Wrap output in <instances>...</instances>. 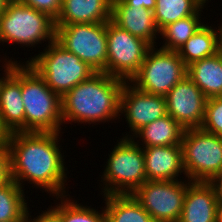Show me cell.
<instances>
[{"mask_svg": "<svg viewBox=\"0 0 222 222\" xmlns=\"http://www.w3.org/2000/svg\"><path fill=\"white\" fill-rule=\"evenodd\" d=\"M62 132H14L8 134L10 179L21 188L23 182L34 184L50 196L62 197L68 192L65 155L61 153ZM64 155V156H63Z\"/></svg>", "mask_w": 222, "mask_h": 222, "instance_id": "6da1fadb", "label": "cell"}, {"mask_svg": "<svg viewBox=\"0 0 222 222\" xmlns=\"http://www.w3.org/2000/svg\"><path fill=\"white\" fill-rule=\"evenodd\" d=\"M125 82L104 72H96L76 85L61 98L63 124L91 125L119 120L120 96Z\"/></svg>", "mask_w": 222, "mask_h": 222, "instance_id": "7a4b0ae2", "label": "cell"}, {"mask_svg": "<svg viewBox=\"0 0 222 222\" xmlns=\"http://www.w3.org/2000/svg\"><path fill=\"white\" fill-rule=\"evenodd\" d=\"M21 93L25 132H61V97L28 63L21 64Z\"/></svg>", "mask_w": 222, "mask_h": 222, "instance_id": "3957f363", "label": "cell"}, {"mask_svg": "<svg viewBox=\"0 0 222 222\" xmlns=\"http://www.w3.org/2000/svg\"><path fill=\"white\" fill-rule=\"evenodd\" d=\"M44 51L27 60L61 98L79 83L88 80L96 72L78 56L67 51L56 40L46 44Z\"/></svg>", "mask_w": 222, "mask_h": 222, "instance_id": "277c9868", "label": "cell"}, {"mask_svg": "<svg viewBox=\"0 0 222 222\" xmlns=\"http://www.w3.org/2000/svg\"><path fill=\"white\" fill-rule=\"evenodd\" d=\"M120 140V141H119ZM108 154L101 195L132 194L146 179L143 148L132 138H120Z\"/></svg>", "mask_w": 222, "mask_h": 222, "instance_id": "5b68a950", "label": "cell"}, {"mask_svg": "<svg viewBox=\"0 0 222 222\" xmlns=\"http://www.w3.org/2000/svg\"><path fill=\"white\" fill-rule=\"evenodd\" d=\"M55 20L47 13L26 6L21 2H9L0 16V43L34 47L55 40ZM36 44V45H35Z\"/></svg>", "mask_w": 222, "mask_h": 222, "instance_id": "8992f818", "label": "cell"}, {"mask_svg": "<svg viewBox=\"0 0 222 222\" xmlns=\"http://www.w3.org/2000/svg\"><path fill=\"white\" fill-rule=\"evenodd\" d=\"M185 178L209 182L222 170V137L201 128L185 129L181 141Z\"/></svg>", "mask_w": 222, "mask_h": 222, "instance_id": "52a82bcc", "label": "cell"}, {"mask_svg": "<svg viewBox=\"0 0 222 222\" xmlns=\"http://www.w3.org/2000/svg\"><path fill=\"white\" fill-rule=\"evenodd\" d=\"M55 40L95 72L107 74V22L55 26Z\"/></svg>", "mask_w": 222, "mask_h": 222, "instance_id": "ba28073f", "label": "cell"}, {"mask_svg": "<svg viewBox=\"0 0 222 222\" xmlns=\"http://www.w3.org/2000/svg\"><path fill=\"white\" fill-rule=\"evenodd\" d=\"M186 76L187 66L177 51L152 47L130 83L142 92L165 97Z\"/></svg>", "mask_w": 222, "mask_h": 222, "instance_id": "9c48e42d", "label": "cell"}, {"mask_svg": "<svg viewBox=\"0 0 222 222\" xmlns=\"http://www.w3.org/2000/svg\"><path fill=\"white\" fill-rule=\"evenodd\" d=\"M152 46L114 24L107 22V74L126 82L138 73Z\"/></svg>", "mask_w": 222, "mask_h": 222, "instance_id": "30bf717a", "label": "cell"}, {"mask_svg": "<svg viewBox=\"0 0 222 222\" xmlns=\"http://www.w3.org/2000/svg\"><path fill=\"white\" fill-rule=\"evenodd\" d=\"M191 183L185 178L145 181L132 195L155 222H178L186 190Z\"/></svg>", "mask_w": 222, "mask_h": 222, "instance_id": "8fae6325", "label": "cell"}, {"mask_svg": "<svg viewBox=\"0 0 222 222\" xmlns=\"http://www.w3.org/2000/svg\"><path fill=\"white\" fill-rule=\"evenodd\" d=\"M125 116L129 133L123 138H132L140 129L167 114L166 99L138 90L125 82L120 96V116Z\"/></svg>", "mask_w": 222, "mask_h": 222, "instance_id": "7c38bea8", "label": "cell"}, {"mask_svg": "<svg viewBox=\"0 0 222 222\" xmlns=\"http://www.w3.org/2000/svg\"><path fill=\"white\" fill-rule=\"evenodd\" d=\"M167 114L184 129L200 128L207 97L188 77H184L165 96Z\"/></svg>", "mask_w": 222, "mask_h": 222, "instance_id": "4fadbf2b", "label": "cell"}, {"mask_svg": "<svg viewBox=\"0 0 222 222\" xmlns=\"http://www.w3.org/2000/svg\"><path fill=\"white\" fill-rule=\"evenodd\" d=\"M21 93V62L0 87V123L7 134L25 132V110Z\"/></svg>", "mask_w": 222, "mask_h": 222, "instance_id": "5bb4252c", "label": "cell"}, {"mask_svg": "<svg viewBox=\"0 0 222 222\" xmlns=\"http://www.w3.org/2000/svg\"><path fill=\"white\" fill-rule=\"evenodd\" d=\"M111 21L133 36L147 41L152 47L156 46L155 41L160 31L152 10L138 5H126L122 0H112Z\"/></svg>", "mask_w": 222, "mask_h": 222, "instance_id": "9a60e30c", "label": "cell"}, {"mask_svg": "<svg viewBox=\"0 0 222 222\" xmlns=\"http://www.w3.org/2000/svg\"><path fill=\"white\" fill-rule=\"evenodd\" d=\"M147 181L179 180L183 167L181 144L143 148Z\"/></svg>", "mask_w": 222, "mask_h": 222, "instance_id": "2e32d148", "label": "cell"}, {"mask_svg": "<svg viewBox=\"0 0 222 222\" xmlns=\"http://www.w3.org/2000/svg\"><path fill=\"white\" fill-rule=\"evenodd\" d=\"M218 198L208 182H192L186 190L178 222H216Z\"/></svg>", "mask_w": 222, "mask_h": 222, "instance_id": "e0dca14e", "label": "cell"}, {"mask_svg": "<svg viewBox=\"0 0 222 222\" xmlns=\"http://www.w3.org/2000/svg\"><path fill=\"white\" fill-rule=\"evenodd\" d=\"M112 0H62L55 26L111 20Z\"/></svg>", "mask_w": 222, "mask_h": 222, "instance_id": "ac0fdd59", "label": "cell"}, {"mask_svg": "<svg viewBox=\"0 0 222 222\" xmlns=\"http://www.w3.org/2000/svg\"><path fill=\"white\" fill-rule=\"evenodd\" d=\"M187 76L207 98L222 96V58L218 53L188 65Z\"/></svg>", "mask_w": 222, "mask_h": 222, "instance_id": "d6986e66", "label": "cell"}, {"mask_svg": "<svg viewBox=\"0 0 222 222\" xmlns=\"http://www.w3.org/2000/svg\"><path fill=\"white\" fill-rule=\"evenodd\" d=\"M184 131L185 129L175 119L166 114L140 129L132 139L138 145H143V148L150 146H172L181 144Z\"/></svg>", "mask_w": 222, "mask_h": 222, "instance_id": "ffe728a7", "label": "cell"}, {"mask_svg": "<svg viewBox=\"0 0 222 222\" xmlns=\"http://www.w3.org/2000/svg\"><path fill=\"white\" fill-rule=\"evenodd\" d=\"M107 222H155L132 194L104 195Z\"/></svg>", "mask_w": 222, "mask_h": 222, "instance_id": "44dd1931", "label": "cell"}, {"mask_svg": "<svg viewBox=\"0 0 222 222\" xmlns=\"http://www.w3.org/2000/svg\"><path fill=\"white\" fill-rule=\"evenodd\" d=\"M204 24L177 51L186 66L217 53V28Z\"/></svg>", "mask_w": 222, "mask_h": 222, "instance_id": "7402d4cb", "label": "cell"}, {"mask_svg": "<svg viewBox=\"0 0 222 222\" xmlns=\"http://www.w3.org/2000/svg\"><path fill=\"white\" fill-rule=\"evenodd\" d=\"M202 6L194 15L172 22L160 30L164 44L160 47L166 51H178L185 42L204 24L201 18ZM200 19V20H199ZM202 21V22H201Z\"/></svg>", "mask_w": 222, "mask_h": 222, "instance_id": "603a6c76", "label": "cell"}, {"mask_svg": "<svg viewBox=\"0 0 222 222\" xmlns=\"http://www.w3.org/2000/svg\"><path fill=\"white\" fill-rule=\"evenodd\" d=\"M25 196L14 180L0 188V222H26L29 206Z\"/></svg>", "mask_w": 222, "mask_h": 222, "instance_id": "cb8c5ba5", "label": "cell"}, {"mask_svg": "<svg viewBox=\"0 0 222 222\" xmlns=\"http://www.w3.org/2000/svg\"><path fill=\"white\" fill-rule=\"evenodd\" d=\"M204 0H156L153 10L155 23L159 31L166 25L179 19L194 15L202 6Z\"/></svg>", "mask_w": 222, "mask_h": 222, "instance_id": "d4e9b609", "label": "cell"}, {"mask_svg": "<svg viewBox=\"0 0 222 222\" xmlns=\"http://www.w3.org/2000/svg\"><path fill=\"white\" fill-rule=\"evenodd\" d=\"M68 193L66 196L56 197L59 201L55 209L63 216L64 222H107L104 208L100 212L92 206L78 204L75 200H70Z\"/></svg>", "mask_w": 222, "mask_h": 222, "instance_id": "484cf974", "label": "cell"}, {"mask_svg": "<svg viewBox=\"0 0 222 222\" xmlns=\"http://www.w3.org/2000/svg\"><path fill=\"white\" fill-rule=\"evenodd\" d=\"M200 128L222 137V96L207 98L204 120Z\"/></svg>", "mask_w": 222, "mask_h": 222, "instance_id": "4316f807", "label": "cell"}, {"mask_svg": "<svg viewBox=\"0 0 222 222\" xmlns=\"http://www.w3.org/2000/svg\"><path fill=\"white\" fill-rule=\"evenodd\" d=\"M21 3L47 13L54 20L61 12L62 0H22Z\"/></svg>", "mask_w": 222, "mask_h": 222, "instance_id": "83f0119b", "label": "cell"}, {"mask_svg": "<svg viewBox=\"0 0 222 222\" xmlns=\"http://www.w3.org/2000/svg\"><path fill=\"white\" fill-rule=\"evenodd\" d=\"M10 180L9 151L6 143L0 144V188Z\"/></svg>", "mask_w": 222, "mask_h": 222, "instance_id": "f1b7e54d", "label": "cell"}, {"mask_svg": "<svg viewBox=\"0 0 222 222\" xmlns=\"http://www.w3.org/2000/svg\"><path fill=\"white\" fill-rule=\"evenodd\" d=\"M28 210L26 222H64L63 216L54 208L52 205L47 209V211H42L39 216L31 218V214Z\"/></svg>", "mask_w": 222, "mask_h": 222, "instance_id": "f546056e", "label": "cell"}, {"mask_svg": "<svg viewBox=\"0 0 222 222\" xmlns=\"http://www.w3.org/2000/svg\"><path fill=\"white\" fill-rule=\"evenodd\" d=\"M215 191L219 202H222V174H217L208 182Z\"/></svg>", "mask_w": 222, "mask_h": 222, "instance_id": "4dcf8cb0", "label": "cell"}, {"mask_svg": "<svg viewBox=\"0 0 222 222\" xmlns=\"http://www.w3.org/2000/svg\"><path fill=\"white\" fill-rule=\"evenodd\" d=\"M126 5H138L147 9L154 10L156 7V0H122Z\"/></svg>", "mask_w": 222, "mask_h": 222, "instance_id": "1f68e13d", "label": "cell"}, {"mask_svg": "<svg viewBox=\"0 0 222 222\" xmlns=\"http://www.w3.org/2000/svg\"><path fill=\"white\" fill-rule=\"evenodd\" d=\"M5 60H4L5 63L4 62L2 63V64H4V65H2V68H4V71H2V72H5V73H3L4 76H2L0 78V87H1V84L3 83L4 79L12 72L14 66L18 63V61L17 60L15 61V59H14V61H12V58L11 59L8 58V60H7L5 57Z\"/></svg>", "mask_w": 222, "mask_h": 222, "instance_id": "d6a6232c", "label": "cell"}, {"mask_svg": "<svg viewBox=\"0 0 222 222\" xmlns=\"http://www.w3.org/2000/svg\"><path fill=\"white\" fill-rule=\"evenodd\" d=\"M217 29V53L222 58V23L221 26Z\"/></svg>", "mask_w": 222, "mask_h": 222, "instance_id": "836d02e7", "label": "cell"}, {"mask_svg": "<svg viewBox=\"0 0 222 222\" xmlns=\"http://www.w3.org/2000/svg\"><path fill=\"white\" fill-rule=\"evenodd\" d=\"M8 134L6 131L2 128L0 123V144H5L7 141Z\"/></svg>", "mask_w": 222, "mask_h": 222, "instance_id": "e575fe53", "label": "cell"}, {"mask_svg": "<svg viewBox=\"0 0 222 222\" xmlns=\"http://www.w3.org/2000/svg\"><path fill=\"white\" fill-rule=\"evenodd\" d=\"M216 222H222V202L218 203Z\"/></svg>", "mask_w": 222, "mask_h": 222, "instance_id": "d590c367", "label": "cell"}, {"mask_svg": "<svg viewBox=\"0 0 222 222\" xmlns=\"http://www.w3.org/2000/svg\"><path fill=\"white\" fill-rule=\"evenodd\" d=\"M8 4H9L8 0H0V16L5 12Z\"/></svg>", "mask_w": 222, "mask_h": 222, "instance_id": "8d00e7d4", "label": "cell"}, {"mask_svg": "<svg viewBox=\"0 0 222 222\" xmlns=\"http://www.w3.org/2000/svg\"><path fill=\"white\" fill-rule=\"evenodd\" d=\"M22 0H8V2H21Z\"/></svg>", "mask_w": 222, "mask_h": 222, "instance_id": "74e56055", "label": "cell"}]
</instances>
